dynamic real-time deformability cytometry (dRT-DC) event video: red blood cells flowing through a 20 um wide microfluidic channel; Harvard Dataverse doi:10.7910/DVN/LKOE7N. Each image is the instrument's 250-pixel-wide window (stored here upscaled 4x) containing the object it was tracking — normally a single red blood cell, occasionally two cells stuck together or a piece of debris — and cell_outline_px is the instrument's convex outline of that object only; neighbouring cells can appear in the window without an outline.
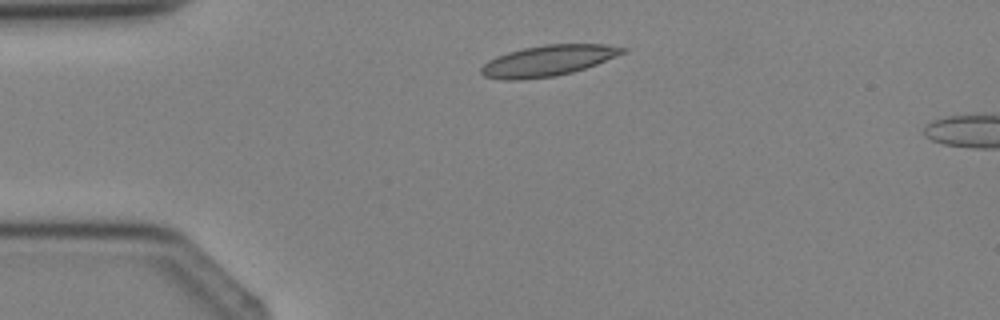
{"species": "Egyptian fruit bat (a non-hibernating species)", "species_latin": "Rousettus aegyptiacus", "temperature_condition": "cold", "stored_images_in_passage": 2, "camera_frame_rate_fps": 3000, "um_per_image_px": 0.085, "animal": {"sex": "female"}, "frame": {"image": 1, "passage_image": 1, "time_ms": 0.0, "image_size_px": [1000, 320], "cell_outline_px": [[628, 52], [596, 64], [572, 72], [556, 76], [520, 80], [504, 80], [484, 76], [480, 72], [480, 68], [488, 60], [496, 56], [508, 52], [524, 48], [544, 44], [604, 44], [628, 48]], "centroid_in_image_um": [46.59, 5.15], "position_along_channel_um": 38.4, "area_um2": 25.49}}